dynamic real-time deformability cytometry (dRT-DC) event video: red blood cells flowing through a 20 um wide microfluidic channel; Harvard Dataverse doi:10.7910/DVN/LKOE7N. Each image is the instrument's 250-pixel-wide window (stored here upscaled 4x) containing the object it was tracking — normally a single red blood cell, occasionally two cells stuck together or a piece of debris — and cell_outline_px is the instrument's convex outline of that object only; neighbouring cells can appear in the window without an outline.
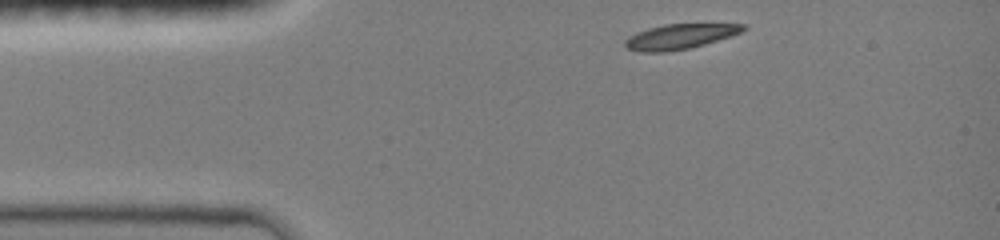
{"species": "common noctule bat (a hibernating species)", "species_latin": "Nyctalus noctula", "temperature_condition": "room temperature", "stored_images_in_passage": 36, "camera_frame_rate_fps": 3000, "um_per_image_px": 0.085, "animal": {"sex": "female", "body_mass_g": 19.0, "forearm_length_mm": 51.5}, "frame": {"image": 1, "passage_image": 1, "time_ms": 0.0, "image_size_px": [1000, 240], "cell_outline_px": [[748, 28], [732, 36], [704, 44], [688, 48], [664, 52], [640, 52], [628, 48], [624, 44], [624, 40], [628, 36], [636, 32], [648, 28], [664, 24], [744, 24]], "centroid_in_image_um": [57.76, 3.1], "position_along_channel_um": 27.2, "area_um2": 17.17}}
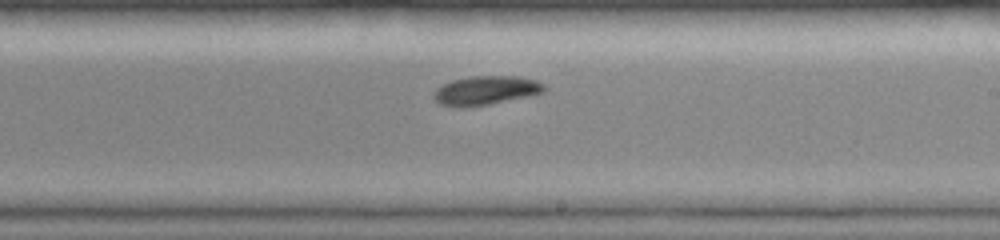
{"frame": {"image": 2, "passage_image": 21, "time_ms": 6.667, "image_size_px": [1000, 240], "cell_outline_px": [[548, 88], [544, 92], [528, 96], [488, 104], [464, 108], [460, 108], [440, 104], [432, 96], [432, 92], [436, 88], [452, 80], [472, 76], [520, 76], [536, 80], [544, 84]], "centroid_in_image_um": [41.29, 7.68], "position_along_channel_um": 247.7, "area_um2": 18.79}}
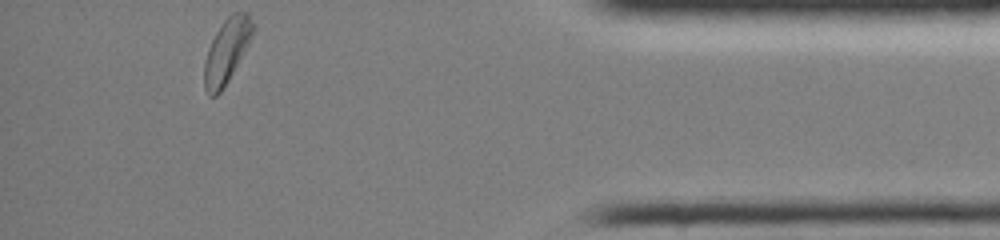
{"frame": {"image": 3, "passage_image": 36, "time_ms": 11.667, "image_size_px": [1000, 240], "cell_outline_px": [[256, 24], [252, 36], [244, 52], [224, 88], [216, 96], [208, 96], [204, 88], [204, 60], [208, 48], [216, 32], [224, 20], [232, 12], [248, 12]], "centroid_in_image_um": [19.28, 4.32], "position_along_channel_um": 415.9, "area_um2": 18.32}, "authors_computed_cell_mechanics": {"area_um2": 18.3515, "velocity_mm_per_s": 4.0175, "shape_relaxation_time_tau1_ms": 2.4946, "shape_relaxation_time_tau2_ms": null, "deformation_change_tau1": 0.1051, "deformation_change_tau2": null}}